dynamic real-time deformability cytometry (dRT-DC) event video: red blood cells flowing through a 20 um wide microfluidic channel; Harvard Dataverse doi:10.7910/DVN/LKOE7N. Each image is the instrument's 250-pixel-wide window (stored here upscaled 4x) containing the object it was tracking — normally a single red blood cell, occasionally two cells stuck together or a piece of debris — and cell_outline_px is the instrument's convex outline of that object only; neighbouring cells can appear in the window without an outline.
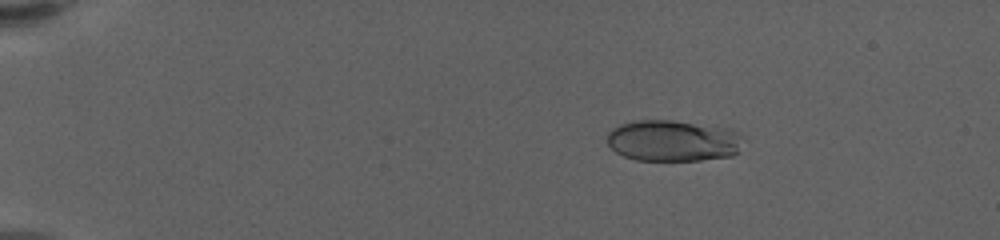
{"species": "human", "species_latin": "Homo sapiens", "temperature_condition": "warm", "stored_images_in_passage": 55, "camera_frame_rate_fps": 3000, "um_per_image_px": 0.085, "donor": {"sex": "female"}, "frame": {"image": 1, "passage_image": 6, "time_ms": 1.667, "image_size_px": [1000, 240], "cell_outline_px": [[744, 136], [740, 152], [732, 156], [700, 160], [636, 160], [624, 156], [616, 152], [608, 144], [608, 132], [612, 128], [620, 124], [640, 120], [672, 120], [728, 128], [740, 132]], "centroid_in_image_um": [57.26, 11.96], "position_along_channel_um": 27.7, "area_um2": 33.0}}
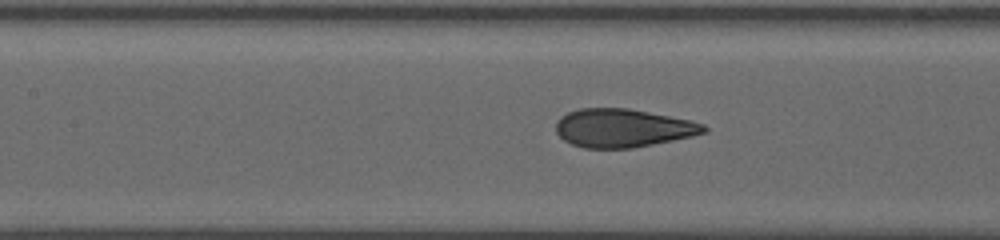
{"frame": {"image": 2, "passage_image": 25, "time_ms": 8.0, "image_size_px": [1000, 240], "cell_outline_px": [[708, 132], [692, 136], [632, 148], [584, 148], [572, 144], [564, 140], [556, 132], [556, 120], [560, 116], [568, 112], [580, 108], [628, 108], [692, 120], [704, 124], [708, 128]], "centroid_in_image_um": [52.94, 10.87], "position_along_channel_um": 154.5, "area_um2": 33.18}}
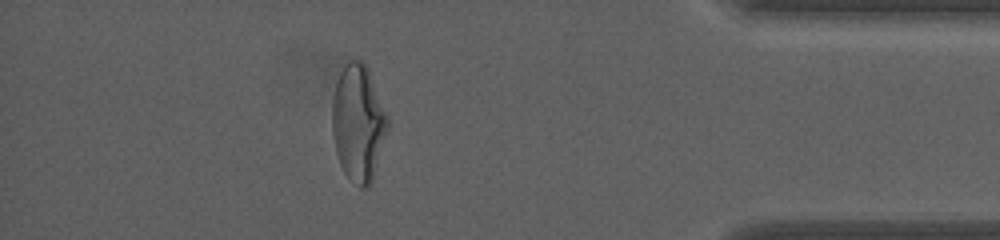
{"frame": {"image": 3, "passage_image": 49, "time_ms": 16.0, "image_size_px": [1000, 240], "cell_outline_px": [[388, 128], [372, 180], [364, 188], [360, 188], [344, 172], [340, 164], [336, 152], [332, 132], [332, 100], [336, 84], [340, 72], [344, 64], [348, 60], [360, 60], [368, 68], [388, 116]], "centroid_in_image_um": [30.44, 10.41], "position_along_channel_um": 404.8, "area_um2": 37.34}, "authors_computed_cell_mechanics": {"area_um2": 33.2928, "velocity_mm_per_s": 3.5367, "shape_relaxation_time_tau1_ms": 8.4473, "shape_relaxation_time_tau2_ms": null, "deformation_change_tau1": 0.2748, "deformation_change_tau2": null}}